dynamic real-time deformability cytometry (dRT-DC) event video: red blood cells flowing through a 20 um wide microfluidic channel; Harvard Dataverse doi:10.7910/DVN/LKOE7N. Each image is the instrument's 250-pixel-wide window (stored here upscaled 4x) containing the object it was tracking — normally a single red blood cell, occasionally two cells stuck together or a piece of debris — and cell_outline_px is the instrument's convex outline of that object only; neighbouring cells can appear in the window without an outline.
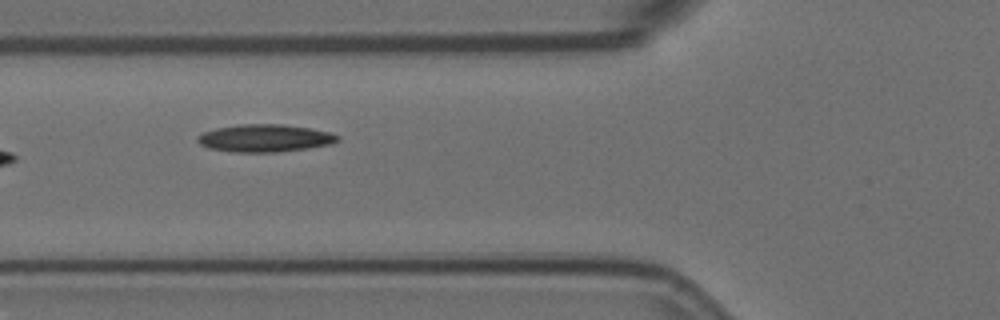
{"species": "Egyptian fruit bat (a non-hibernating species)", "species_latin": "Rousettus aegyptiacus", "temperature_condition": "room temperature", "stored_images_in_passage": 12, "camera_frame_rate_fps": 3000, "um_per_image_px": 0.085, "animal": {"sex": "female"}, "frame": {"image": 1, "passage_image": 7, "time_ms": 2.0, "image_size_px": [1000, 320], "cell_outline_px": [[340, 140], [332, 144], [308, 148], [276, 152], [236, 152], [208, 148], [200, 144], [196, 140], [196, 136], [204, 132], [216, 128], [240, 124], [280, 124], [308, 128], [328, 132], [340, 136]], "centroid_in_image_um": [22.5, 11.74], "position_along_channel_um": 103.3, "area_um2": 22.43}}
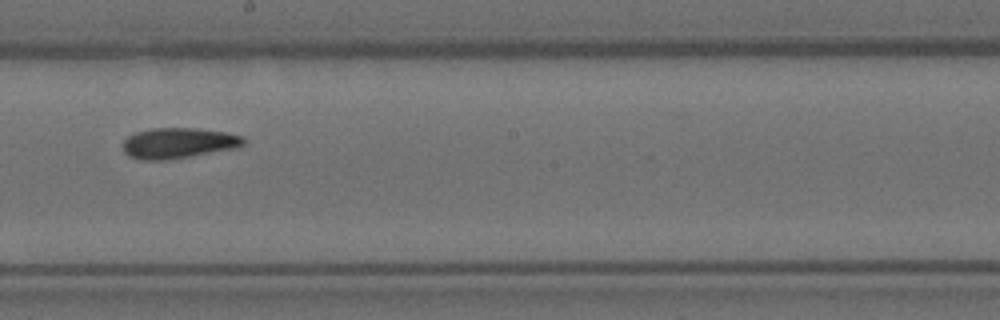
{"frame": {"image": 2, "passage_image": 10, "time_ms": 3.0, "image_size_px": [1000, 320], "cell_outline_px": [[244, 144], [240, 148], [168, 160], [140, 160], [128, 156], [124, 152], [124, 140], [128, 136], [136, 132], [152, 128], [196, 128], [224, 132], [244, 136]], "centroid_in_image_um": [15.19, 12.17], "position_along_channel_um": 233.0, "area_um2": 21.73}}
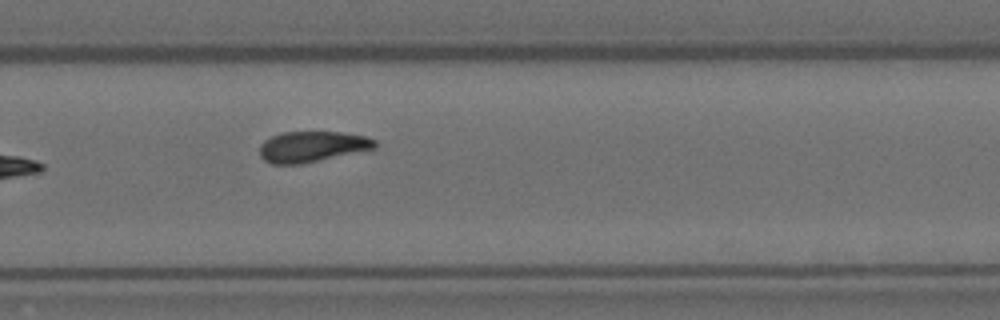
{"frame": {"image": 3, "passage_image": 12, "time_ms": 3.667, "image_size_px": [1000, 320], "cell_outline_px": [[376, 148], [304, 164], [272, 164], [264, 160], [260, 156], [260, 144], [264, 140], [280, 132], [340, 132], [364, 136], [376, 140]], "centroid_in_image_um": [26.51, 12.47], "position_along_channel_um": 303.3, "area_um2": 20.75}}